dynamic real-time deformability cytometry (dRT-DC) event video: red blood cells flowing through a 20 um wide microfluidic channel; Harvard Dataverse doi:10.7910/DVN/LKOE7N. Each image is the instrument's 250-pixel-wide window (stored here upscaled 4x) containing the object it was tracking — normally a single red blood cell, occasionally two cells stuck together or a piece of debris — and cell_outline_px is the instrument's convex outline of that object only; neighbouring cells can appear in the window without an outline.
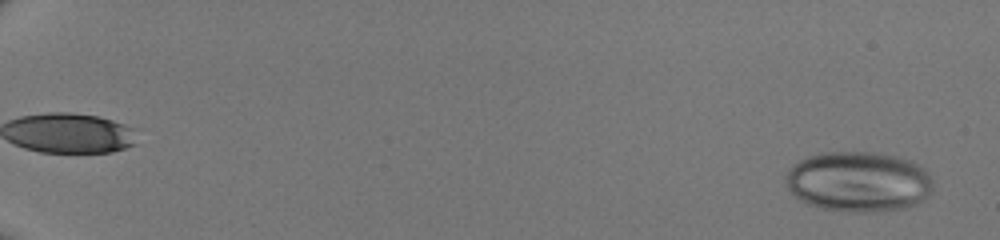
{"species": "human", "species_latin": "Homo sapiens", "temperature_condition": "room temperature", "stored_images_in_passage": 50, "camera_frame_rate_fps": 3000, "um_per_image_px": 0.085, "donor": {"sex": "male"}, "frame": {"image": 1, "passage_image": 2, "time_ms": 0.333, "image_size_px": [1000, 240], "cell_outline_px": [[932, 192], [928, 196], [916, 204], [904, 208], [876, 212], [848, 212], [824, 208], [808, 204], [800, 200], [788, 188], [784, 180], [784, 176], [788, 168], [800, 160], [808, 156], [820, 152], [880, 152], [896, 156], [908, 160], [924, 168], [932, 180]], "centroid_in_image_um": [72.96, 15.44], "position_along_channel_um": 12.0, "area_um2": 52.14}}
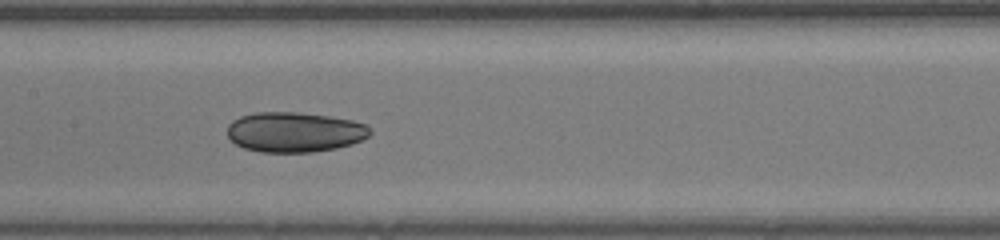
{"frame": {"image": 2, "passage_image": 29, "time_ms": 9.333, "image_size_px": [1000, 240], "cell_outline_px": [[372, 132], [368, 136], [352, 144], [336, 148], [312, 152], [260, 152], [244, 148], [236, 144], [228, 136], [228, 124], [232, 120], [240, 116], [256, 112], [296, 112], [328, 116], [352, 120], [364, 124]], "centroid_in_image_um": [25.01, 11.22], "position_along_channel_um": 182.4, "area_um2": 33.23}}
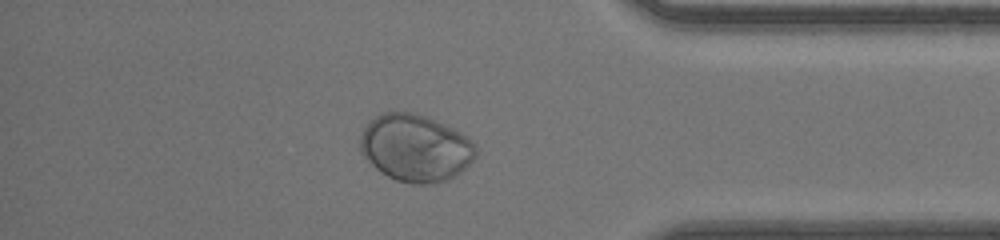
{"frame": {"image": 3, "passage_image": 45, "time_ms": 14.667, "image_size_px": [1000, 240], "cell_outline_px": [[476, 156], [460, 172], [448, 180], [432, 184], [412, 184], [396, 180], [380, 172], [360, 152], [360, 136], [364, 128], [380, 112], [412, 112], [428, 116], [468, 136], [476, 144]], "centroid_in_image_um": [35.32, 12.57], "position_along_channel_um": 399.9, "area_um2": 45.37}}